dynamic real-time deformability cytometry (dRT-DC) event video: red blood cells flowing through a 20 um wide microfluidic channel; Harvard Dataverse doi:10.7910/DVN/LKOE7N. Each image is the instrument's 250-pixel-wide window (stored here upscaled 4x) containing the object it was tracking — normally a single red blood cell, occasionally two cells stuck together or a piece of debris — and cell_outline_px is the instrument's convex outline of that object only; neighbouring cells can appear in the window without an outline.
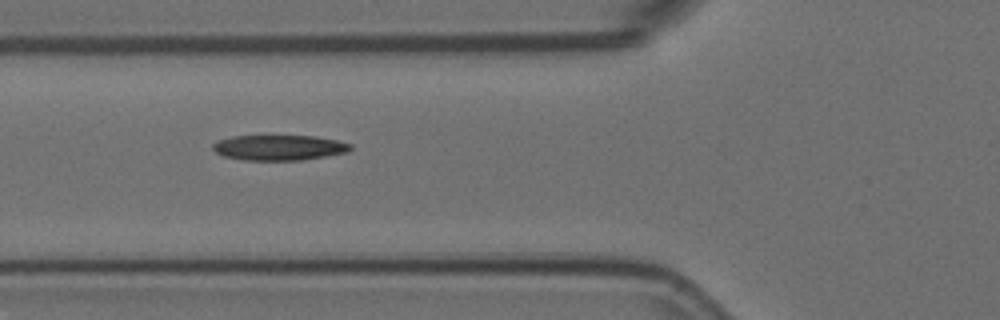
{"species": "Egyptian fruit bat (a non-hibernating species)", "species_latin": "Rousettus aegyptiacus", "temperature_condition": "room temperature", "stored_images_in_passage": 7, "camera_frame_rate_fps": 3000, "um_per_image_px": 0.085, "animal": {"sex": "female"}, "frame": {"image": 1, "passage_image": 6, "time_ms": 1.667, "image_size_px": [1000, 320], "cell_outline_px": [[352, 148], [348, 152], [300, 160], [244, 160], [224, 156], [216, 152], [212, 148], [212, 144], [216, 140], [232, 136], [316, 136], [336, 140], [352, 144]], "centroid_in_image_um": [23.7, 12.54], "position_along_channel_um": 102.1, "area_um2": 20.29}}
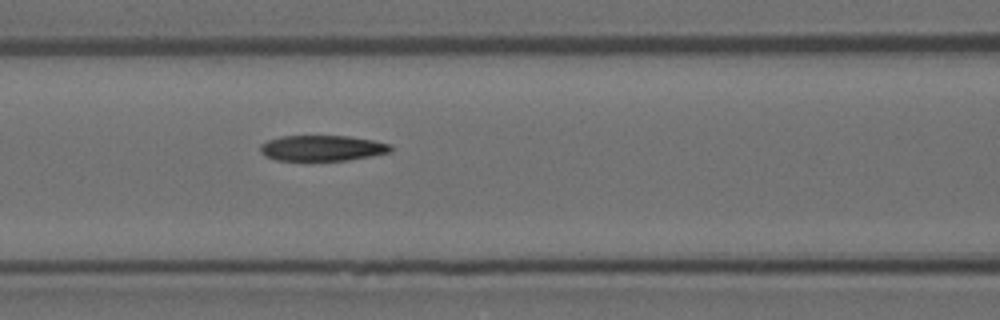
{"frame": {"image": 2, "passage_image": 7, "time_ms": 2.0, "image_size_px": [1000, 320], "cell_outline_px": [[392, 152], [372, 156], [348, 160], [276, 160], [264, 156], [260, 152], [260, 144], [268, 140], [280, 136], [348, 136], [372, 140], [392, 144]], "centroid_in_image_um": [27.39, 12.59], "position_along_channel_um": 139.2, "area_um2": 19.59}}